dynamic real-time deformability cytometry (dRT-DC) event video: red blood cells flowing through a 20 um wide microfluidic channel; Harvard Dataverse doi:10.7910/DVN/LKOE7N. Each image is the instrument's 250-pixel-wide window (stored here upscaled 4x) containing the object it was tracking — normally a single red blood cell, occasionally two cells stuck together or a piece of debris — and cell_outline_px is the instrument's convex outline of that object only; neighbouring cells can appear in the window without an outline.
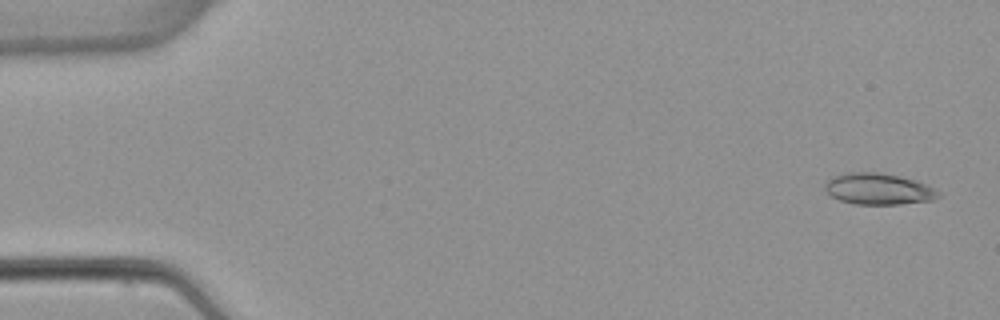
{"species": "common noctule bat (a hibernating species)", "species_latin": "Nyctalus noctula", "temperature_condition": "warm", "stored_images_in_passage": 5, "camera_frame_rate_fps": 3000, "um_per_image_px": 0.085, "animal": {"sex": "female", "body_mass_g": 22.7, "forearm_length_mm": 54.2}, "frame": {"image": 1, "passage_image": 1, "time_ms": 0.0, "image_size_px": [1000, 320], "cell_outline_px": [[940, 196], [932, 200], [900, 204], [856, 204], [840, 200], [832, 196], [824, 188], [824, 180], [832, 176], [848, 172], [880, 172], [916, 180], [940, 192]], "centroid_in_image_um": [74.62, 16.05], "position_along_channel_um": 10.4, "area_um2": 20.69}}
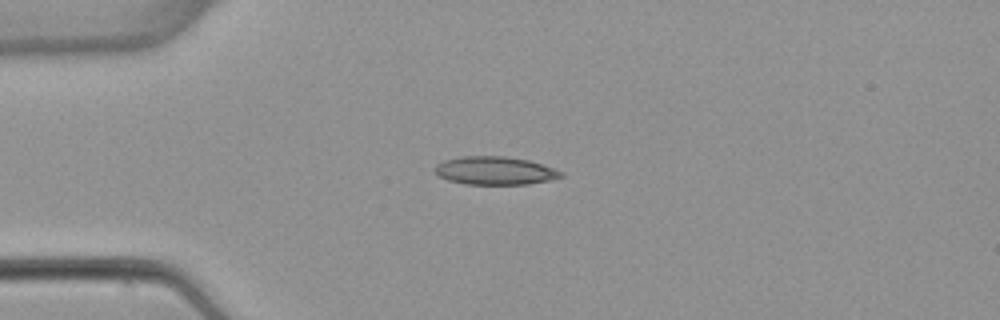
{"frame": {"image": 2, "passage_image": 4, "time_ms": 3.667, "image_size_px": [1000, 320], "cell_outline_px": [[564, 176], [548, 180], [528, 184], [464, 184], [448, 180], [436, 176], [432, 168], [436, 164], [444, 160], [460, 156], [504, 156], [528, 160], [564, 172]], "centroid_in_image_um": [41.99, 14.5], "position_along_channel_um": 43.0, "area_um2": 20.81}}